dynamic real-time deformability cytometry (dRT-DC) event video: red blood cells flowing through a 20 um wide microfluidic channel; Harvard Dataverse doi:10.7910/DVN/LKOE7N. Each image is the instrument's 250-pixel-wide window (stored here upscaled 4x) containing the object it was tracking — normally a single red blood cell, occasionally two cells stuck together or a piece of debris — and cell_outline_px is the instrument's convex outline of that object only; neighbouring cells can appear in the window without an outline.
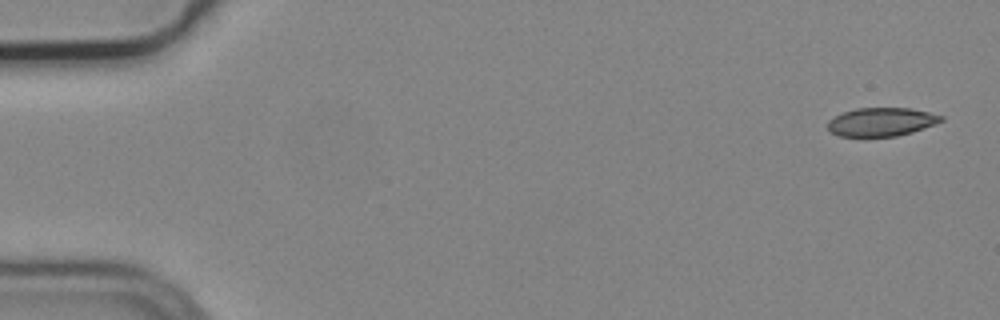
{"species": "common noctule bat (a hibernating species)", "species_latin": "Nyctalus noctula", "temperature_condition": "cold", "stored_images_in_passage": 5, "camera_frame_rate_fps": 3000, "um_per_image_px": 0.085, "animal": {"sex": "male", "body_mass_g": 19.2, "forearm_length_mm": 51.8}, "frame": {"image": 1, "passage_image": 1, "time_ms": 0.0, "image_size_px": [1000, 320], "cell_outline_px": [[944, 120], [912, 132], [896, 136], [840, 136], [832, 132], [828, 128], [828, 120], [844, 112], [856, 108], [908, 108], [928, 112], [944, 116]], "centroid_in_image_um": [74.92, 10.35], "position_along_channel_um": 10.1, "area_um2": 18.55}}
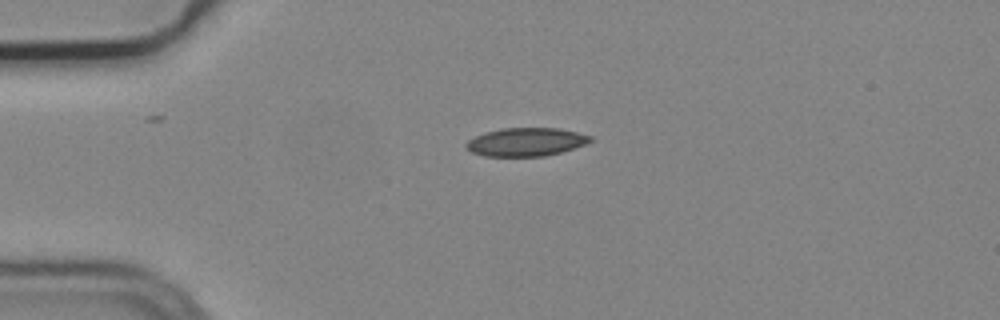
{"frame": {"image": 2, "passage_image": 4, "time_ms": 1.0, "image_size_px": [1000, 320], "cell_outline_px": [[596, 140], [560, 152], [544, 156], [484, 156], [472, 152], [464, 148], [464, 144], [468, 140], [484, 132], [504, 128], [560, 128], [592, 136]], "centroid_in_image_um": [44.69, 12.06], "position_along_channel_um": 40.3, "area_um2": 20.52}}